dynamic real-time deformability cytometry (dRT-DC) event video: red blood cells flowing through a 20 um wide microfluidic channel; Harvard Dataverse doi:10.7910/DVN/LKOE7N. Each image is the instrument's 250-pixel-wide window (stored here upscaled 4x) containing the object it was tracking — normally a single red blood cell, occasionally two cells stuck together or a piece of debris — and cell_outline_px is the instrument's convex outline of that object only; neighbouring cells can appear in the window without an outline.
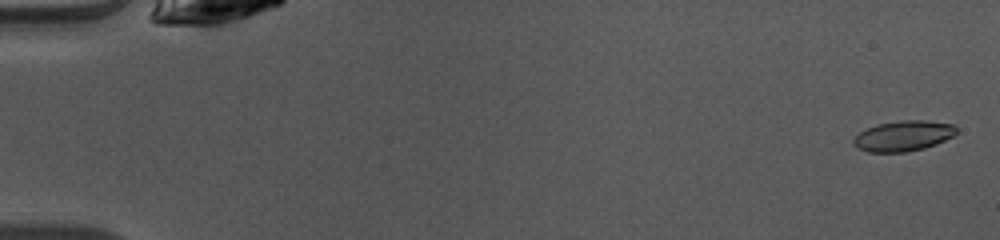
{"species": "common noctule bat (a hibernating species)", "species_latin": "Nyctalus noctula", "temperature_condition": "warm", "stored_images_in_passage": 50, "camera_frame_rate_fps": 3000, "um_per_image_px": 0.085, "animal": {"sex": "female", "body_mass_g": 10.0, "forearm_length_mm": 53.1}, "frame": {"image": 1, "passage_image": 2, "time_ms": 0.333, "image_size_px": [1000, 240], "cell_outline_px": [[956, 132], [952, 136], [936, 144], [924, 148], [904, 152], [868, 152], [852, 144], [852, 140], [860, 132], [876, 124], [904, 120], [924, 120], [956, 124]], "centroid_in_image_um": [76.79, 11.54], "position_along_channel_um": 8.2, "area_um2": 18.15}}
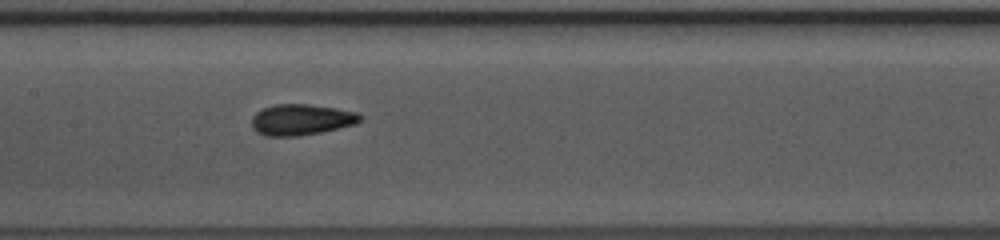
{"frame": {"image": 2, "passage_image": 25, "time_ms": 8.0, "image_size_px": [1000, 240], "cell_outline_px": [[364, 120], [356, 124], [320, 132], [296, 136], [268, 136], [256, 132], [252, 128], [252, 116], [256, 112], [264, 108], [276, 104], [308, 104], [336, 108], [356, 112], [364, 116]], "centroid_in_image_um": [25.63, 10.17], "position_along_channel_um": 181.8, "area_um2": 19.65}}
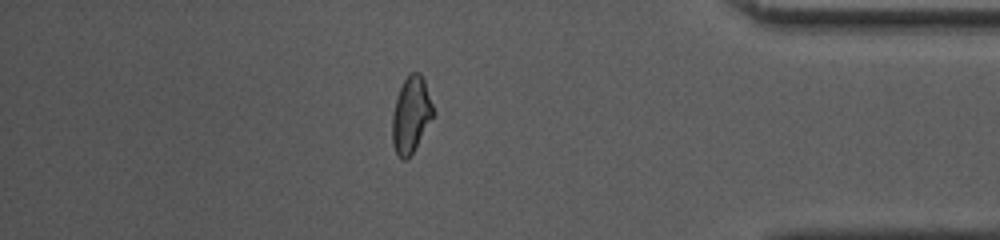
{"frame": {"image": 3, "passage_image": 43, "time_ms": 14.0, "image_size_px": [1000, 240], "cell_outline_px": [[432, 116], [412, 152], [404, 160], [396, 152], [392, 144], [392, 116], [396, 100], [400, 88], [404, 80], [412, 72], [420, 72], [424, 80], [432, 104]], "centroid_in_image_um": [34.9, 9.72], "position_along_channel_um": 400.3, "area_um2": 17.34}, "authors_computed_cell_mechanics": {"area_um2": 18.4671, "velocity_mm_per_s": 4.1093, "shape_relaxation_time_tau1_ms": 7.815, "shape_relaxation_time_tau2_ms": 1.6616, "deformation_change_tau1": 0.187, "deformation_change_tau2": 0.0739}}